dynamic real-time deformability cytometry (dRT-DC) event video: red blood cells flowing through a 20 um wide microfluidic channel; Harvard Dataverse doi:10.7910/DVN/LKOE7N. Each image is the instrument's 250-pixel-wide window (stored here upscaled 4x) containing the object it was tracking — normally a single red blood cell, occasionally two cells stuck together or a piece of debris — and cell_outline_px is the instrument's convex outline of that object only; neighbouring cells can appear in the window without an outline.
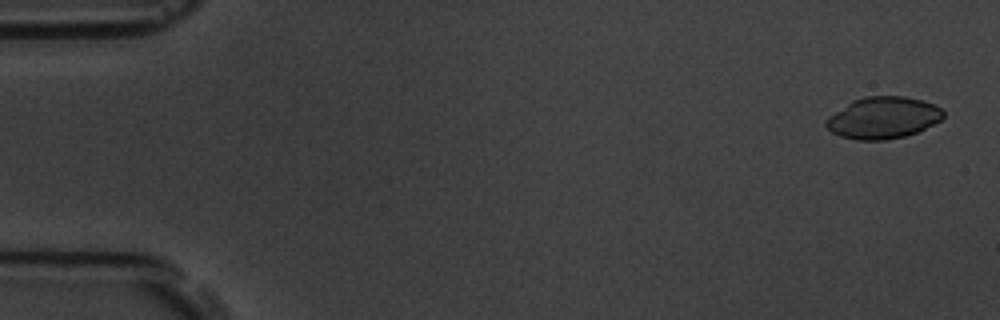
{"species": "common noctule bat (a hibernating species)", "species_latin": "Nyctalus noctula", "temperature_condition": "room temperature", "stored_images_in_passage": 15, "camera_frame_rate_fps": 3000, "um_per_image_px": 0.085, "animal": {"sex": "male", "body_mass_g": 19.5, "forearm_length_mm": 54.6}, "frame": {"image": 1, "passage_image": 1, "time_ms": 0.0, "image_size_px": [1000, 320], "cell_outline_px": [[944, 116], [940, 120], [916, 132], [904, 136], [888, 140], [856, 140], [840, 136], [832, 132], [824, 124], [824, 120], [828, 116], [852, 100], [864, 96], [904, 96], [920, 100], [932, 104], [940, 108], [944, 112]], "centroid_in_image_um": [75.01, 10.01], "position_along_channel_um": 10.0, "area_um2": 28.44}}